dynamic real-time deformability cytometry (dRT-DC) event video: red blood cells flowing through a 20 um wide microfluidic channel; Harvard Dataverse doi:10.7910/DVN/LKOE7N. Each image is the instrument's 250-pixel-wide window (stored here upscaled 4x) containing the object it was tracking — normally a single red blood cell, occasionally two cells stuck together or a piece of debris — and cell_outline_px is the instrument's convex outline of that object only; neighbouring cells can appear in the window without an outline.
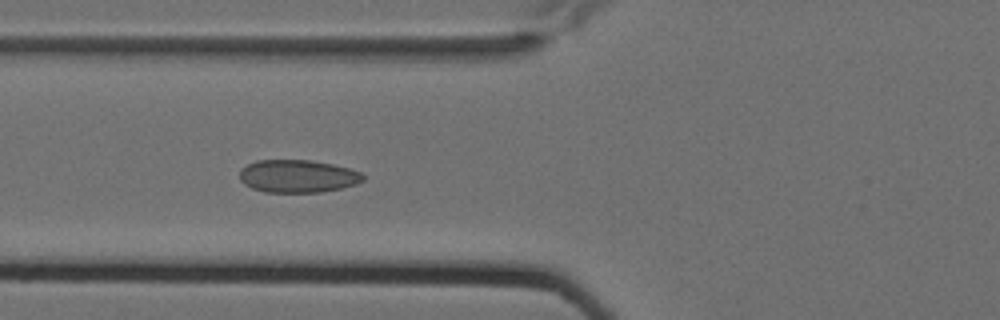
{"species": "Egyptian fruit bat (a non-hibernating species)", "species_latin": "Rousettus aegyptiacus", "temperature_condition": "cold", "stored_images_in_passage": 8, "camera_frame_rate_fps": 3000, "um_per_image_px": 0.085, "animal": {"sex": "female"}, "frame": {"image": 1, "passage_image": 6, "time_ms": 1.667, "image_size_px": [1000, 320], "cell_outline_px": [[364, 180], [356, 184], [340, 188], [320, 192], [264, 192], [252, 188], [244, 184], [240, 180], [240, 168], [256, 160], [312, 160], [332, 164], [348, 168], [360, 172], [364, 176]], "centroid_in_image_um": [25.28, 14.97], "position_along_channel_um": 100.5, "area_um2": 23.58}}
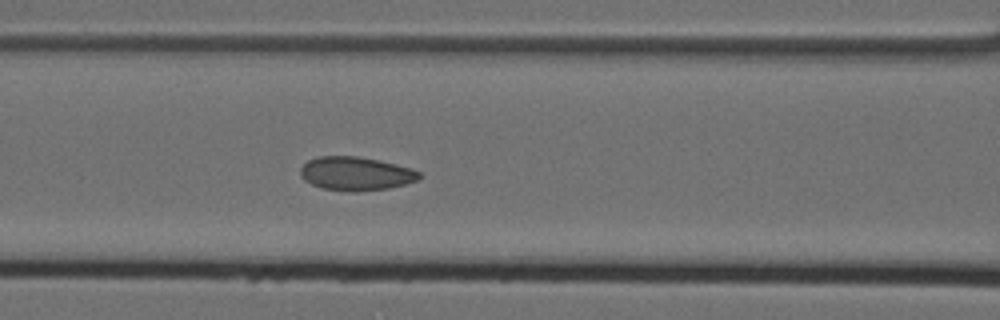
{"frame": {"image": 2, "passage_image": 7, "time_ms": 2.0, "image_size_px": [1000, 320], "cell_outline_px": [[420, 176], [416, 180], [404, 184], [388, 188], [356, 192], [348, 192], [324, 188], [312, 184], [304, 180], [300, 176], [300, 168], [308, 160], [316, 156], [356, 156], [396, 164], [420, 172]], "centroid_in_image_um": [30.19, 14.76], "position_along_channel_um": 136.4, "area_um2": 23.12}}